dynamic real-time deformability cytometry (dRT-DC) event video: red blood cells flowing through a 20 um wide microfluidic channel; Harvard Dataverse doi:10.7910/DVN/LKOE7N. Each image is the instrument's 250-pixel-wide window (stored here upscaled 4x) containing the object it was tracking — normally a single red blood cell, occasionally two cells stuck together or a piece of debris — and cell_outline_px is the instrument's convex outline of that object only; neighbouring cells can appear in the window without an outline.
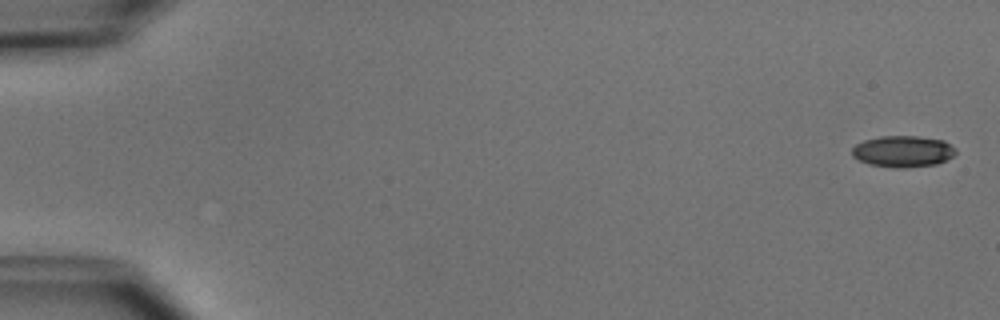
{"species": "common noctule bat (a hibernating species)", "species_latin": "Nyctalus noctula", "temperature_condition": "cold", "stored_images_in_passage": 7, "camera_frame_rate_fps": 3000, "um_per_image_px": 0.085, "animal": {"sex": "male", "body_mass_g": 15.6}, "frame": {"image": 1, "passage_image": 1, "time_ms": 0.0, "image_size_px": [1000, 320], "cell_outline_px": [[956, 152], [952, 156], [936, 164], [904, 168], [900, 168], [868, 164], [852, 156], [852, 148], [856, 144], [864, 140], [880, 136], [916, 136], [944, 140], [956, 148]], "centroid_in_image_um": [76.74, 12.86], "position_along_channel_um": 8.3, "area_um2": 18.9}}
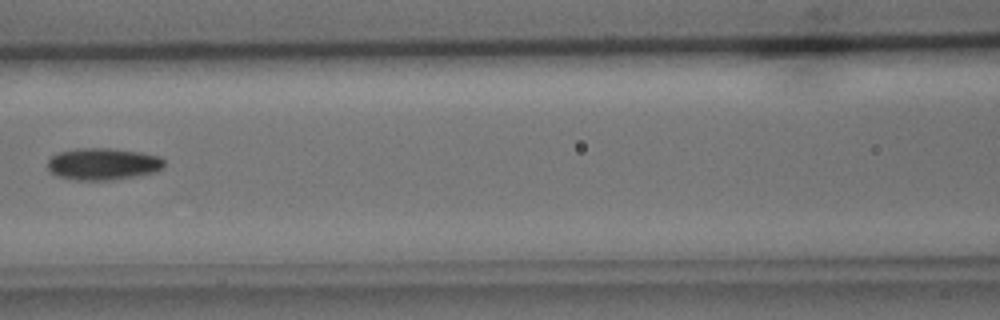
{"frame": {"image": 2, "passage_image": 7, "time_ms": 7.667, "image_size_px": [1000, 320], "cell_outline_px": [[164, 168], [156, 172], [136, 176], [112, 180], [72, 180], [56, 176], [48, 172], [48, 160], [52, 156], [60, 152], [76, 148], [108, 148], [140, 152], [160, 156], [164, 160]], "centroid_in_image_um": [8.75, 13.95], "position_along_channel_um": 157.9, "area_um2": 21.96}}